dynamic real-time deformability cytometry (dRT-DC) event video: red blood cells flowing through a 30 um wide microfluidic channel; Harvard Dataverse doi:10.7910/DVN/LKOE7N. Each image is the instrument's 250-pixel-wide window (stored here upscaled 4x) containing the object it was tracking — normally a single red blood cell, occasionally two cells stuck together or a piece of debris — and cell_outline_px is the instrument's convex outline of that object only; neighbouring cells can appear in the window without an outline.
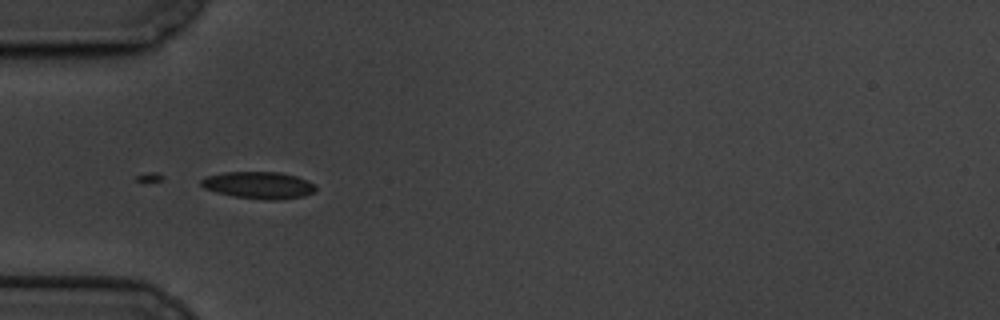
{"species": "common noctule bat (a hibernating species)", "species_latin": "Nyctalus noctula", "temperature_condition": "cold", "stored_images_in_passage": 42, "camera_frame_rate_fps": 3000, "um_per_image_px": 0.085, "animal": {"sex": "male", "body_mass_g": 19.5, "forearm_length_mm": 54.6}, "frame": {"image": 1, "passage_image": 1, "time_ms": 0.0, "image_size_px": [1000, 320], "cell_outline_px": [[316, 188], [312, 192], [304, 196], [276, 200], [264, 200], [232, 196], [216, 192], [204, 188], [200, 184], [200, 180], [208, 176], [224, 172], [280, 172], [296, 176], [308, 180], [316, 184]], "centroid_in_image_um": [22.0, 15.74], "position_along_channel_um": 63.0, "area_um2": 18.09}}
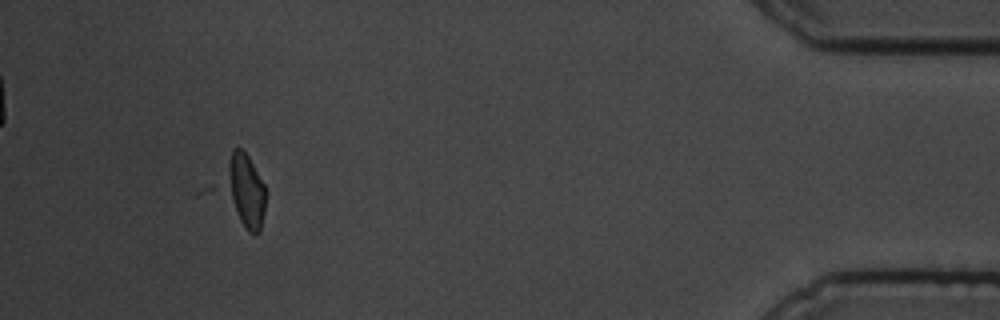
{"frame": {"image": 2, "passage_image": 38, "time_ms": 12.333, "image_size_px": [1000, 320], "cell_outline_px": [[264, 212], [260, 232], [248, 232], [240, 220], [220, 184], [232, 148], [240, 148], [248, 156], [264, 184]], "centroid_in_image_um": [20.77, 16.14], "position_along_channel_um": 414.4, "area_um2": 17.4}}